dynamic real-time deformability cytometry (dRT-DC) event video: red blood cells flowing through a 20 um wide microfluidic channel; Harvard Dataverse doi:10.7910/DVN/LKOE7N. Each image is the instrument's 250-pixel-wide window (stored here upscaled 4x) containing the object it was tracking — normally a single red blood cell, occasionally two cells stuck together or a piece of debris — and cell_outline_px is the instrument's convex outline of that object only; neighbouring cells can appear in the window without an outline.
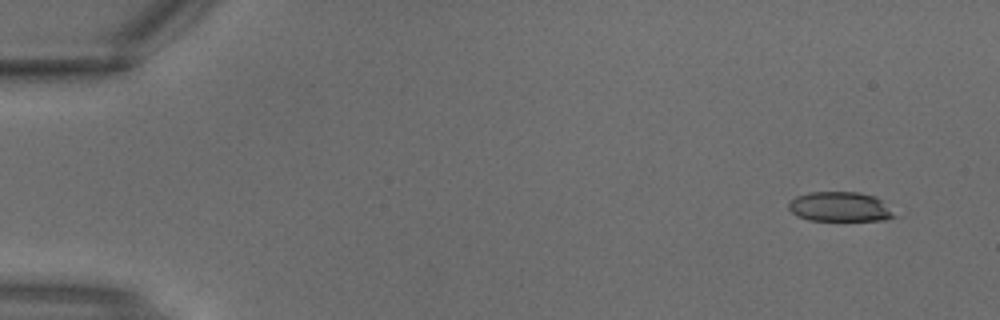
{"species": "common noctule bat (a hibernating species)", "species_latin": "Nyctalus noctula", "temperature_condition": "warm", "stored_images_in_passage": 5, "camera_frame_rate_fps": 3000, "um_per_image_px": 0.085, "animal": {"sex": "male", "body_mass_g": 18.8}, "frame": {"image": 1, "passage_image": 1, "time_ms": 0.0, "image_size_px": [1000, 320], "cell_outline_px": [[900, 216], [888, 220], [808, 220], [796, 216], [788, 208], [788, 204], [796, 196], [808, 192], [860, 192], [876, 196]], "centroid_in_image_um": [71.44, 17.58], "position_along_channel_um": 13.6, "area_um2": 18.55}}